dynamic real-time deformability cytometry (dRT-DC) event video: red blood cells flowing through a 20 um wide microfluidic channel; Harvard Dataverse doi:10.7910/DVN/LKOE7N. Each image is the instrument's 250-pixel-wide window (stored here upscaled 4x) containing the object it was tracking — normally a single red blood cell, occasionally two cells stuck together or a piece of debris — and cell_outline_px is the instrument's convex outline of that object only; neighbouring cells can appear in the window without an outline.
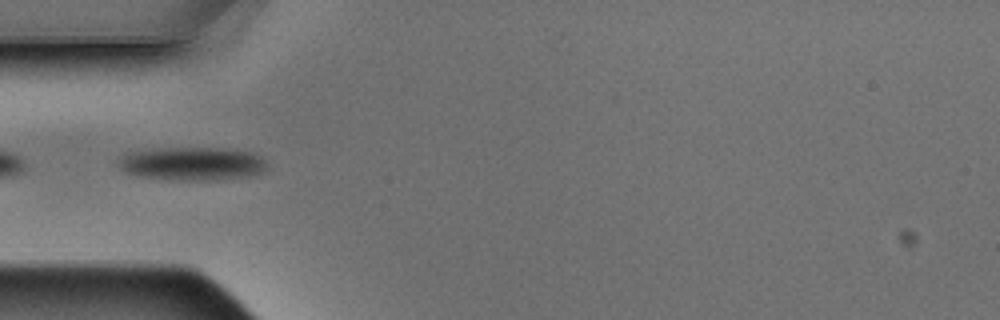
{"species": "Egyptian fruit bat (a non-hibernating species)", "species_latin": "Rousettus aegyptiacus", "temperature_condition": "warm", "stored_images_in_passage": 10, "camera_frame_rate_fps": 3000, "um_per_image_px": 0.085, "animal": {"sex": "male"}, "frame": {"image": 1, "passage_image": 5, "time_ms": 1.333, "image_size_px": [1000, 320], "cell_outline_px": [[264, 168], [260, 172], [248, 176], [220, 180], [168, 180], [136, 176], [124, 172], [120, 168], [120, 156], [128, 152], [160, 148], [224, 148], [252, 152], [260, 156], [264, 160]], "centroid_in_image_um": [16.28, 13.92], "position_along_channel_um": 68.7, "area_um2": 28.96}}
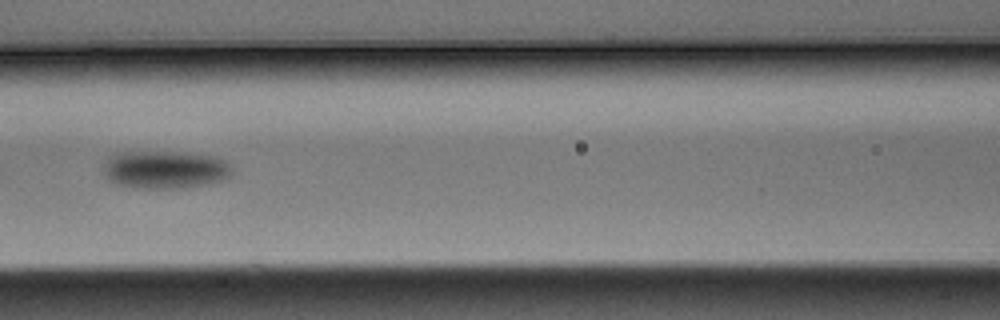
{"frame": {"image": 2, "passage_image": 7, "time_ms": 2.0, "image_size_px": [1000, 320], "cell_outline_px": [[232, 176], [224, 180], [184, 188], [144, 188], [120, 184], [108, 180], [104, 168], [108, 156], [116, 152], [172, 152], [216, 156], [228, 160], [232, 164]], "centroid_in_image_um": [14.1, 14.4], "position_along_channel_um": 152.5, "area_um2": 28.44}}
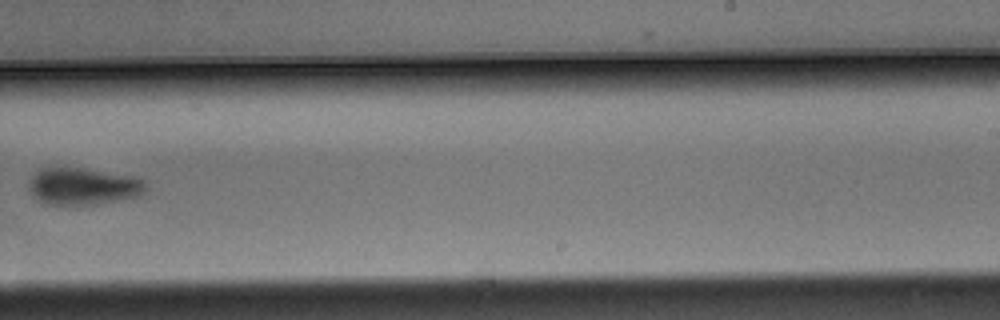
{"frame": {"image": 3, "passage_image": 10, "time_ms": 3.0, "image_size_px": [1000, 320], "cell_outline_px": [[148, 188], [140, 196], [96, 204], [48, 204], [40, 200], [28, 188], [28, 184], [32, 176], [40, 168], [80, 168], [136, 176], [144, 180], [148, 184]], "centroid_in_image_um": [7.13, 15.82], "position_along_channel_um": 281.9, "area_um2": 25.09}}